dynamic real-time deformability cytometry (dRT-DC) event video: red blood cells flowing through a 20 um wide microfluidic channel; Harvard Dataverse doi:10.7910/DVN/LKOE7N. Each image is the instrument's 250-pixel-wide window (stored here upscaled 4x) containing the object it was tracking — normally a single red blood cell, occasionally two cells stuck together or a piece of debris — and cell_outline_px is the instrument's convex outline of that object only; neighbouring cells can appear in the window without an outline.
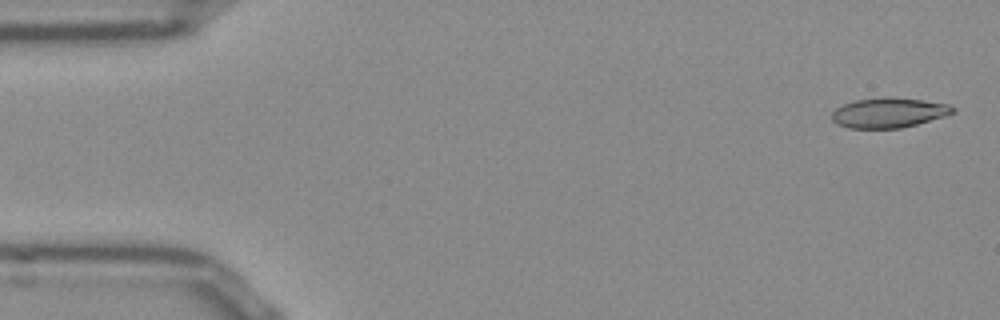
{"species": "Egyptian fruit bat (a non-hibernating species)", "species_latin": "Rousettus aegyptiacus", "temperature_condition": "room temperature", "stored_images_in_passage": 53, "segment_of_instrument_passage": [1, 2], "camera_frame_rate_fps": 3000, "um_per_image_px": 0.085, "frame": {"image": 1, "passage_image": 2, "time_ms": 0.333, "image_size_px": [1000, 320], "cell_outline_px": [[956, 112], [944, 116], [916, 124], [900, 128], [848, 128], [836, 124], [832, 120], [832, 112], [836, 108], [844, 104], [856, 100], [884, 96], [888, 96], [920, 100], [948, 104], [956, 108]], "centroid_in_image_um": [75.53, 9.57], "position_along_channel_um": 9.5, "area_um2": 21.1}}
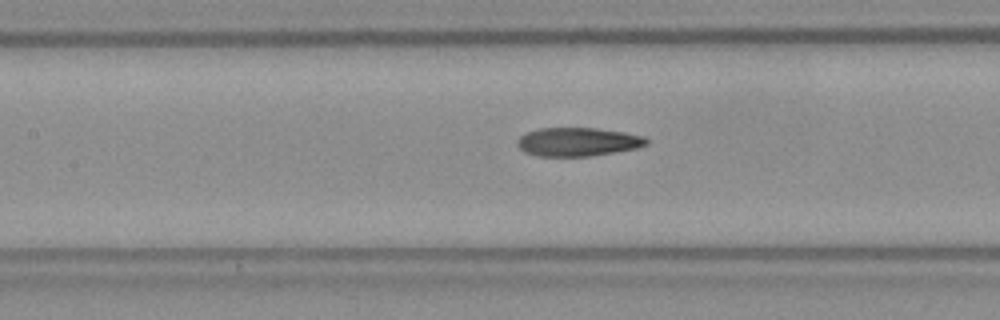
{"frame": {"image": 2, "passage_image": 23, "time_ms": 7.333, "image_size_px": [1000, 320], "cell_outline_px": [[648, 144], [636, 148], [588, 156], [536, 156], [524, 152], [516, 144], [516, 140], [524, 132], [536, 128], [596, 128], [624, 132], [644, 136], [648, 140]], "centroid_in_image_um": [49.05, 12.05], "position_along_channel_um": 158.3, "area_um2": 21.62}}
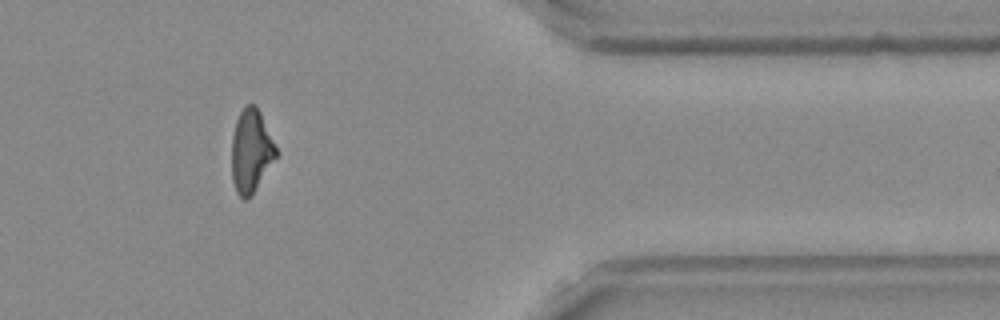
{"frame": {"image": 3, "passage_image": 43, "time_ms": 14.0, "image_size_px": [1000, 320], "cell_outline_px": [[276, 156], [252, 196], [248, 200], [244, 200], [236, 192], [232, 180], [232, 136], [236, 120], [240, 112], [248, 104], [256, 104], [260, 112], [276, 148]], "centroid_in_image_um": [21.31, 12.86], "position_along_channel_um": 390.1, "area_um2": 21.27}}